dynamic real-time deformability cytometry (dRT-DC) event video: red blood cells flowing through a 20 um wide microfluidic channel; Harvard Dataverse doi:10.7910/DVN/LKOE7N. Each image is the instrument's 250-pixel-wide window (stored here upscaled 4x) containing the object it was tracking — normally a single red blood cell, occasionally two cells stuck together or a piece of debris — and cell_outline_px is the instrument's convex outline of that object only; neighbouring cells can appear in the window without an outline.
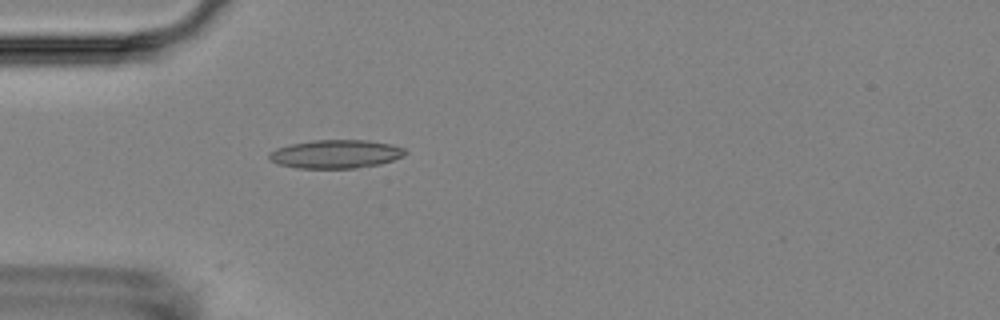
{"species": "Egyptian fruit bat (a non-hibernating species)", "species_latin": "Rousettus aegyptiacus", "temperature_condition": "room temperature", "stored_images_in_passage": 2, "camera_frame_rate_fps": 3000, "um_per_image_px": 0.085, "animal": {"sex": "female"}, "frame": {"image": 1, "passage_image": 2, "time_ms": 1.0, "image_size_px": [1000, 320], "cell_outline_px": [[408, 152], [404, 156], [380, 164], [356, 168], [296, 168], [280, 164], [268, 160], [268, 152], [276, 148], [288, 144], [312, 140], [368, 140], [392, 144], [404, 148]], "centroid_in_image_um": [28.52, 13.08], "position_along_channel_um": 56.5, "area_um2": 22.83}}